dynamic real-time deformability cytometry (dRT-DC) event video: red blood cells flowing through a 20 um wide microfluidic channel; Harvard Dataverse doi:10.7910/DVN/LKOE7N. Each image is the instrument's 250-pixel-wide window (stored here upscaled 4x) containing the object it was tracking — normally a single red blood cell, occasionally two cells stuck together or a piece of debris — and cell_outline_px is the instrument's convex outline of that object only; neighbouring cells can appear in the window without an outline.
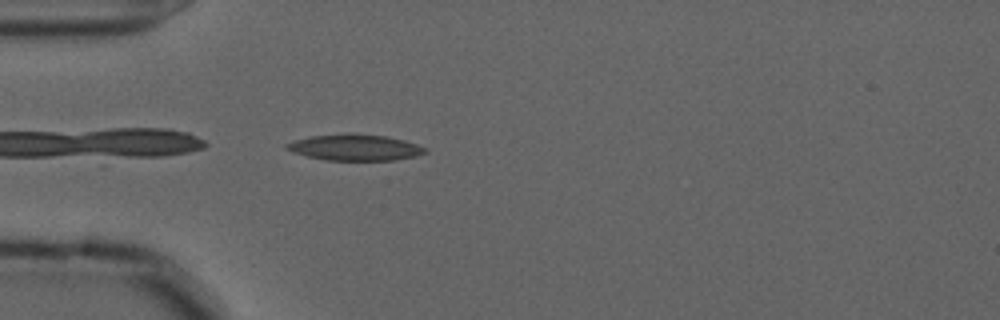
{"species": "common noctule bat (a hibernating species)", "species_latin": "Nyctalus noctula", "temperature_condition": "cold", "stored_images_in_passage": 34, "camera_frame_rate_fps": 3000, "um_per_image_px": 0.085, "animal": {"sex": "male", "forearm_length_mm": 52.5}, "frame": {"image": 1, "passage_image": 1, "time_ms": 0.0, "image_size_px": [1000, 320], "cell_outline_px": [[428, 152], [416, 156], [396, 160], [324, 160], [292, 152], [284, 148], [284, 144], [292, 140], [312, 136], [352, 132], [388, 136], [404, 140], [428, 148]], "centroid_in_image_um": [30.17, 12.52], "position_along_channel_um": 54.8, "area_um2": 21.5}}
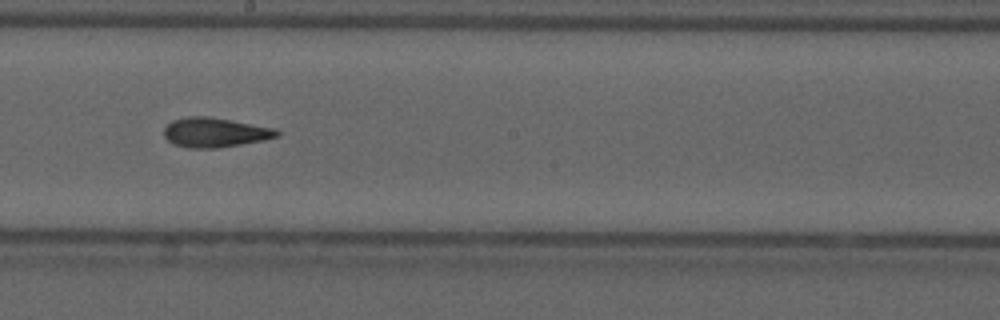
{"frame": {"image": 2, "passage_image": 16, "time_ms": 5.0, "image_size_px": [1000, 320], "cell_outline_px": [[280, 136], [264, 140], [216, 148], [188, 148], [172, 144], [164, 136], [164, 128], [172, 120], [188, 116], [208, 116], [276, 128], [280, 132]], "centroid_in_image_um": [18.27, 11.25], "position_along_channel_um": 229.9, "area_um2": 19.54}}
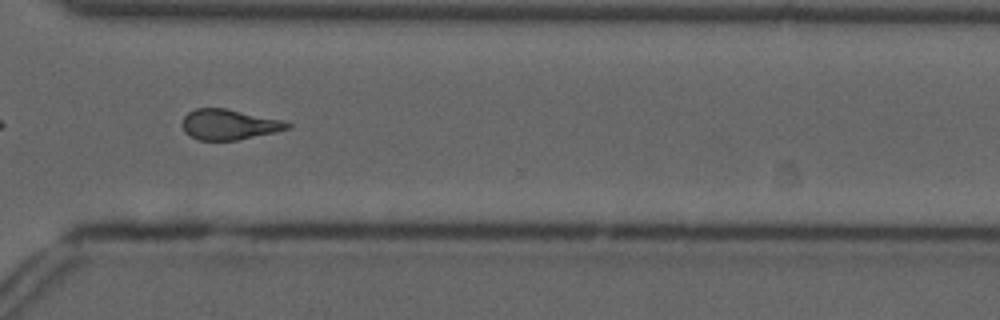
{"frame": {"image": 3, "passage_image": 26, "time_ms": 8.333, "image_size_px": [1000, 320], "cell_outline_px": [[292, 128], [276, 132], [236, 140], [200, 140], [184, 132], [180, 124], [184, 116], [188, 112], [196, 108], [224, 108], [284, 120], [292, 124]], "centroid_in_image_um": [19.48, 10.58], "position_along_channel_um": 351.1, "area_um2": 18.73}, "authors_computed_cell_mechanics": {"area_um2": 19.1029, "velocity_mm_per_s": 3.6461, "shape_relaxation_time_tau1_ms": 10.0141, "shape_relaxation_time_tau2_ms": 3.3231, "deformation_change_tau1": 0.2207, "deformation_change_tau2": 0.1267}}